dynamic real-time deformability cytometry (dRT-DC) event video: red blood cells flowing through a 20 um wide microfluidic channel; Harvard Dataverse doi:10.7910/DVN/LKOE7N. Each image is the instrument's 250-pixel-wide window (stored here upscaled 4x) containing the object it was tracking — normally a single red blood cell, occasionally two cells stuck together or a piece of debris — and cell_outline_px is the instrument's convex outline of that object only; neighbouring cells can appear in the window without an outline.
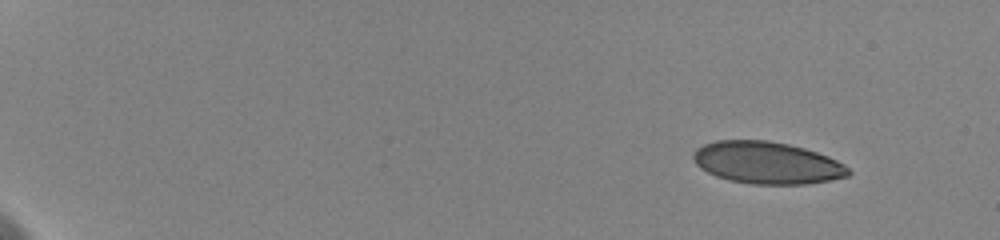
{"species": "human", "species_latin": "Homo sapiens", "temperature_condition": "cold", "stored_images_in_passage": 32, "camera_frame_rate_fps": 3000, "um_per_image_px": 0.085, "donor": {"sex": "female"}, "frame": {"image": 1, "passage_image": 1, "time_ms": 0.0, "image_size_px": [1000, 240], "cell_outline_px": [[852, 172], [848, 176], [832, 180], [804, 184], [752, 184], [728, 180], [716, 176], [700, 168], [692, 160], [692, 156], [696, 148], [704, 144], [716, 140], [768, 140], [788, 144], [804, 148], [828, 156], [844, 164]], "centroid_in_image_um": [65.18, 13.83], "position_along_channel_um": 19.8, "area_um2": 38.21}}
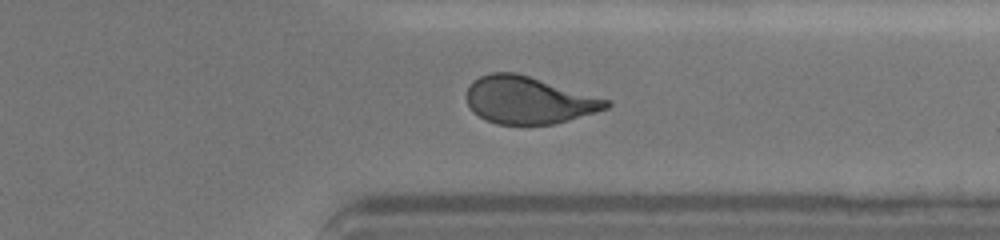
{"frame": {"image": 2, "passage_image": 25, "time_ms": 14.0, "image_size_px": [1000, 240], "cell_outline_px": [[612, 104], [608, 108], [596, 112], [568, 120], [552, 124], [496, 124], [472, 112], [464, 96], [472, 80], [480, 76], [492, 72], [516, 72], [612, 100]], "centroid_in_image_um": [44.93, 8.5], "position_along_channel_um": 366.5, "area_um2": 38.67}}
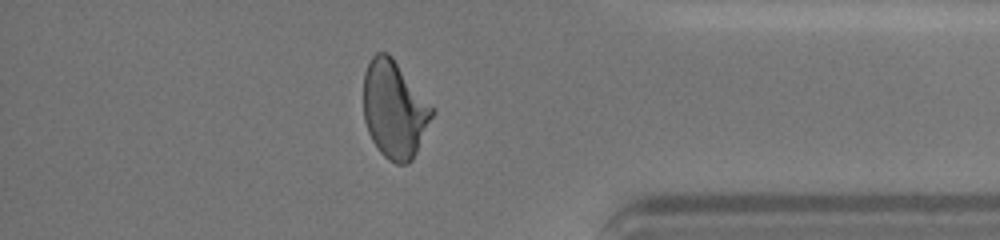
{"frame": {"image": 3, "passage_image": 28, "time_ms": 15.333, "image_size_px": [1000, 240], "cell_outline_px": [[432, 116], [416, 152], [412, 160], [408, 164], [396, 164], [388, 160], [380, 152], [372, 140], [368, 132], [364, 120], [364, 72], [372, 56], [376, 52], [388, 52], [392, 56], [432, 108]], "centroid_in_image_um": [33.48, 9.31], "position_along_channel_um": 401.7, "area_um2": 38.26}, "authors_computed_cell_mechanics": {"area_um2": 39.5352, "velocity_mm_per_s": 3.6078, "shape_relaxation_time_tau1_ms": 6.2115, "shape_relaxation_time_tau2_ms": 0.772, "deformation_change_tau1": 0.1551, "deformation_change_tau2": 0.0768}}